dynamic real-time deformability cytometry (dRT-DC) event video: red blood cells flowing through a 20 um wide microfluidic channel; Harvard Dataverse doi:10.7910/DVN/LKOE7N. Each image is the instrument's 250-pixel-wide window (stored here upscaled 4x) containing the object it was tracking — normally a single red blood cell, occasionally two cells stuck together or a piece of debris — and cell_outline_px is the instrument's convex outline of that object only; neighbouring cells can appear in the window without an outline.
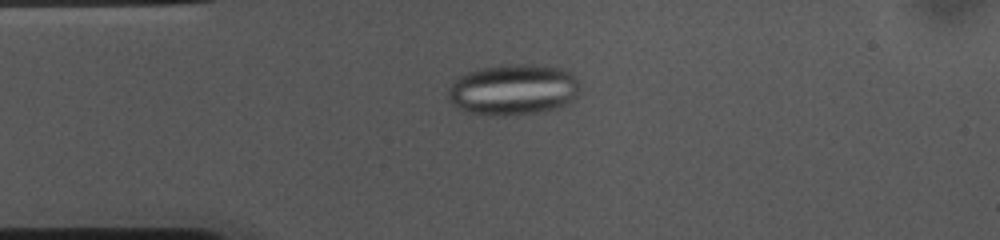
{"species": "common noctule bat (a hibernating species)", "species_latin": "Nyctalus noctula", "temperature_condition": "cold", "stored_images_in_passage": 54, "camera_frame_rate_fps": 3000, "um_per_image_px": 0.085, "animal": {"sex": "female", "body_mass_g": 10.0, "forearm_length_mm": 53.1}, "frame": {"image": 1, "passage_image": 12, "time_ms": 3.667, "image_size_px": [1000, 240], "cell_outline_px": [[580, 92], [568, 104], [556, 108], [540, 112], [516, 116], [492, 116], [468, 112], [456, 108], [448, 100], [448, 88], [460, 76], [468, 72], [484, 68], [508, 64], [536, 64], [564, 68], [576, 76], [580, 84]], "centroid_in_image_um": [43.67, 7.64], "position_along_channel_um": 41.3, "area_um2": 39.82}}
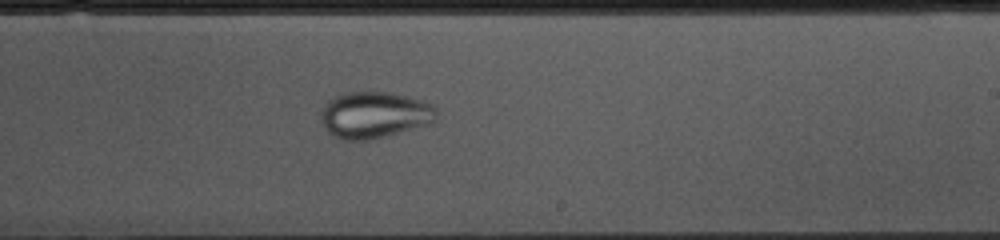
{"frame": {"image": 2, "passage_image": 31, "time_ms": 10.0, "image_size_px": [1000, 240], "cell_outline_px": [[436, 120], [432, 124], [368, 140], [344, 140], [328, 132], [320, 120], [324, 104], [332, 96], [344, 92], [388, 92], [424, 100], [432, 104], [436, 108]], "centroid_in_image_um": [31.84, 9.75], "position_along_channel_um": 257.2, "area_um2": 31.5}}
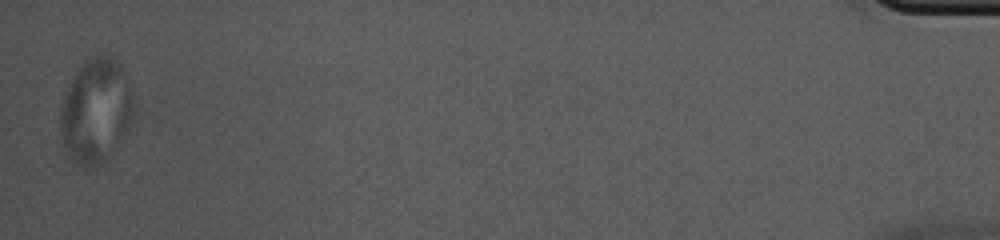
{"frame": {"image": 3, "passage_image": 53, "time_ms": 17.333, "image_size_px": [1000, 240], "cell_outline_px": [[136, 112], [108, 160], [104, 164], [96, 168], [80, 168], [68, 156], [64, 148], [60, 124], [60, 108], [64, 96], [76, 72], [84, 60], [100, 52], [112, 56], [124, 68], [132, 96]], "centroid_in_image_um": [8.15, 9.44], "position_along_channel_um": 427.0, "area_um2": 45.26}}